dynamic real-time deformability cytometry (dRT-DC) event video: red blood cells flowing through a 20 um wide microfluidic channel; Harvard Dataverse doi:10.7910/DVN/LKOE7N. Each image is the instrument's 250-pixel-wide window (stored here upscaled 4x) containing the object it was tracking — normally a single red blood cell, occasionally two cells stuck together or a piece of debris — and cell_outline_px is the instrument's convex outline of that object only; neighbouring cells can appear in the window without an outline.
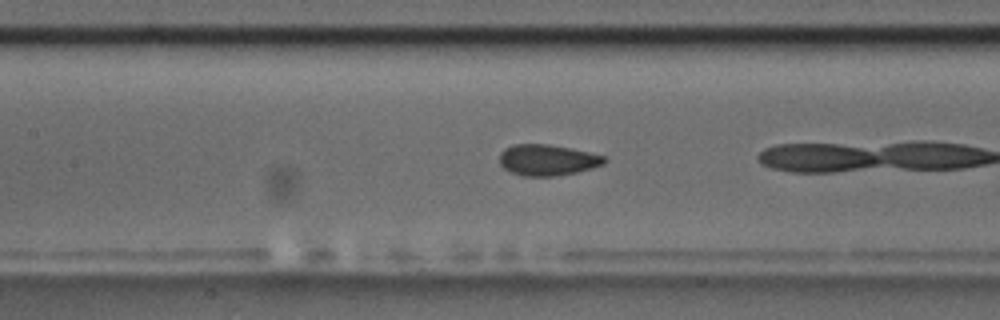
{"species": "common noctule bat (a hibernating species)", "species_latin": "Nyctalus noctula", "temperature_condition": "room temperature", "stored_images_in_passage": 27, "camera_frame_rate_fps": 3000, "um_per_image_px": 0.085, "animal": {"sex": "male", "body_mass_g": 17.5, "forearm_length_mm": 52.3}, "frame": {"image": 1, "passage_image": 23, "time_ms": 7.333, "image_size_px": [1000, 320], "cell_outline_px": [[608, 160], [604, 164], [592, 168], [576, 172], [556, 176], [520, 176], [504, 168], [500, 164], [500, 152], [504, 148], [512, 144], [548, 144], [588, 152], [604, 156]], "centroid_in_image_um": [46.51, 13.6], "position_along_channel_um": 160.9, "area_um2": 18.96}}